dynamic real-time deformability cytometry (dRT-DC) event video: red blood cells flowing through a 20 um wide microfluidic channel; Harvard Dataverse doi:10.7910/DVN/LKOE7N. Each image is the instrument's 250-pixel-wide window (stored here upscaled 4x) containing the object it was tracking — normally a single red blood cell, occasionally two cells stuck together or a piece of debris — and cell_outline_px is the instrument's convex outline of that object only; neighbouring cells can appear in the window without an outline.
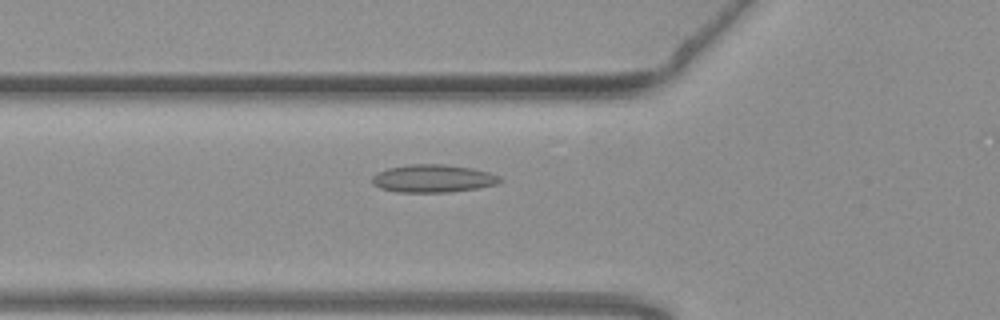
{"species": "common noctule bat (a hibernating species)", "species_latin": "Nyctalus noctula", "temperature_condition": "warm", "stored_images_in_passage": 33, "camera_frame_rate_fps": 3000, "um_per_image_px": 0.085, "animal": {"sex": "female", "body_mass_g": 19.3, "forearm_length_mm": 54.1}, "frame": {"image": 1, "passage_image": 4, "time_ms": 1.0, "image_size_px": [1000, 320], "cell_outline_px": [[504, 180], [496, 184], [476, 188], [448, 192], [396, 192], [380, 188], [372, 184], [372, 176], [388, 168], [408, 164], [444, 164], [472, 168], [488, 172], [500, 176]], "centroid_in_image_um": [36.8, 15.17], "position_along_channel_um": 89.0, "area_um2": 20.69}}
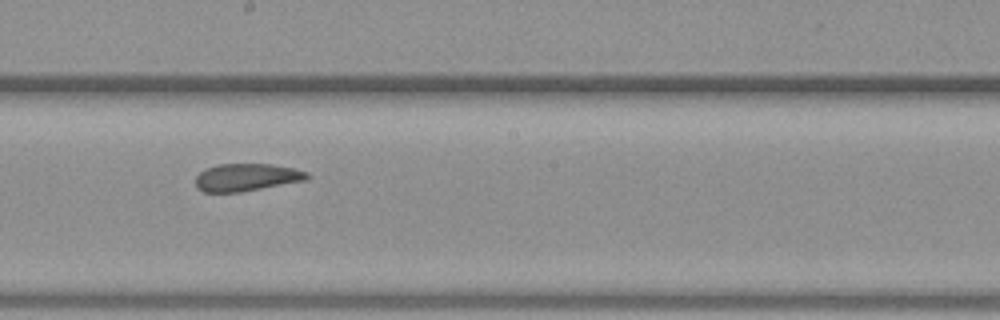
{"frame": {"image": 2, "passage_image": 15, "time_ms": 4.667, "image_size_px": [1000, 320], "cell_outline_px": [[308, 180], [240, 192], [204, 192], [196, 188], [196, 176], [204, 168], [216, 164], [272, 164], [296, 168], [308, 172]], "centroid_in_image_um": [20.96, 15.06], "position_along_channel_um": 227.2, "area_um2": 18.09}}
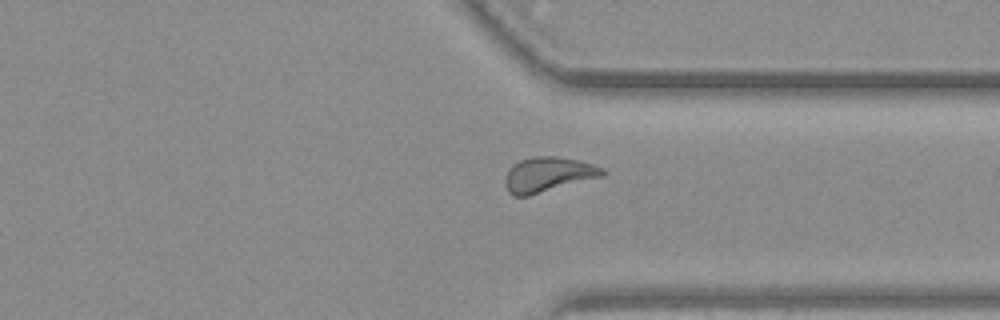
{"frame": {"image": 3, "passage_image": 26, "time_ms": 8.333, "image_size_px": [1000, 320], "cell_outline_px": [[604, 176], [528, 196], [512, 196], [508, 192], [504, 184], [504, 180], [512, 164], [520, 160], [532, 156], [556, 156], [580, 160], [604, 168]], "centroid_in_image_um": [46.57, 14.83], "position_along_channel_um": 364.8, "area_um2": 19.94}}